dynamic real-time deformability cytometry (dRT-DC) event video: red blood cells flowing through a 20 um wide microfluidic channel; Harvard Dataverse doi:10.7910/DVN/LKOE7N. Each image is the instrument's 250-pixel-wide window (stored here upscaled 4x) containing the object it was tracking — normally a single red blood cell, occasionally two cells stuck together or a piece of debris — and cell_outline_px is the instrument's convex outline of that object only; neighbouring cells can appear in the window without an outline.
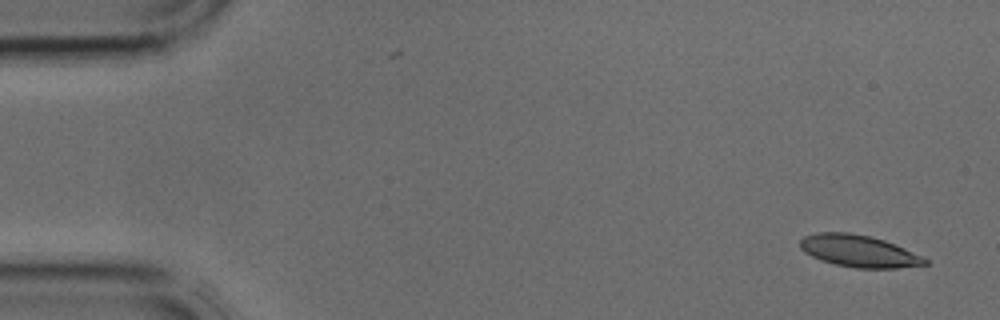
{"species": "common noctule bat (a hibernating species)", "species_latin": "Nyctalus noctula", "temperature_condition": "cold", "stored_images_in_passage": 3, "camera_frame_rate_fps": 3000, "um_per_image_px": 0.085, "animal": {"sex": "male", "body_mass_g": 17.9, "forearm_length_mm": 54.2}, "frame": {"image": 1, "passage_image": 1, "time_ms": 0.0, "image_size_px": [1000, 320], "cell_outline_px": [[928, 264], [896, 268], [856, 268], [836, 264], [820, 260], [804, 252], [800, 248], [800, 240], [804, 236], [816, 232], [848, 232], [872, 236], [884, 240], [924, 256], [928, 260]], "centroid_in_image_um": [73.0, 21.33], "position_along_channel_um": 12.0, "area_um2": 23.35}}
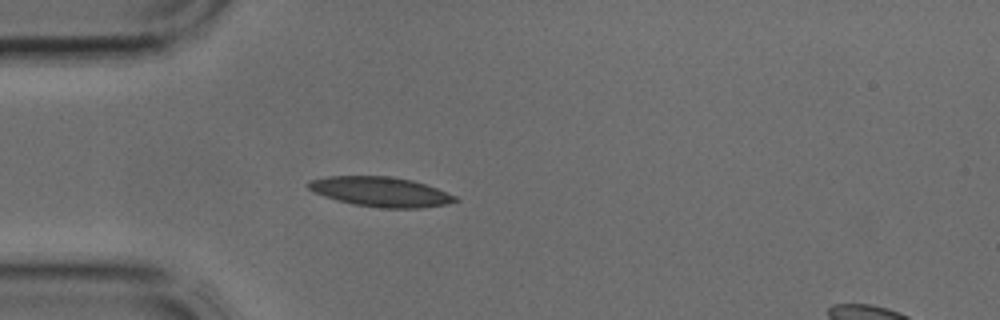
{"frame": {"image": 2, "passage_image": 3, "time_ms": 0.667, "image_size_px": [1000, 320], "cell_outline_px": [[460, 200], [444, 204], [420, 208], [380, 208], [352, 204], [324, 196], [308, 188], [308, 180], [328, 176], [388, 176], [412, 180], [436, 188], [456, 196]], "centroid_in_image_um": [32.34, 16.3], "position_along_channel_um": 52.7, "area_um2": 25.26}}